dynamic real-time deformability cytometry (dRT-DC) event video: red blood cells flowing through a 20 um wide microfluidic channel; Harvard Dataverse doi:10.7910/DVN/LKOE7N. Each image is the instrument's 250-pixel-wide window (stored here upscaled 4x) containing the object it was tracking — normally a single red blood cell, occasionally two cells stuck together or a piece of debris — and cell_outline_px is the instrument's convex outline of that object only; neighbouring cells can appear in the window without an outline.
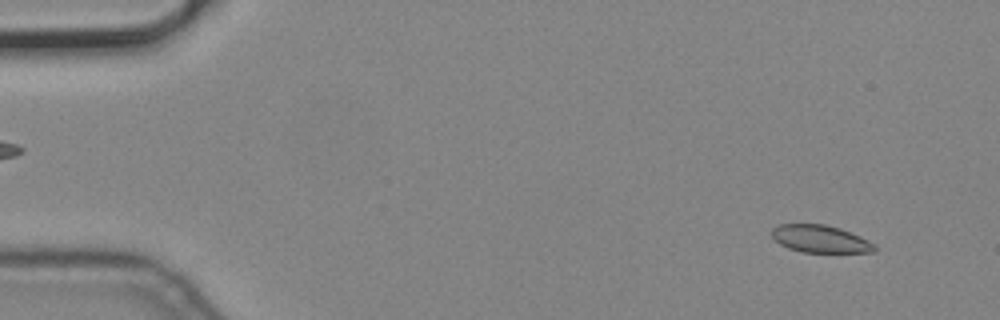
{"species": "common noctule bat (a hibernating species)", "species_latin": "Nyctalus noctula", "temperature_condition": "cold", "stored_images_in_passage": 4, "camera_frame_rate_fps": 3000, "um_per_image_px": 0.085, "animal": {"sex": "male", "body_mass_g": 19.2, "forearm_length_mm": 51.8}, "frame": {"image": 1, "passage_image": 1, "time_ms": 0.0, "image_size_px": [1000, 320], "cell_outline_px": [[876, 252], [804, 252], [788, 248], [780, 244], [772, 236], [772, 228], [780, 224], [824, 224], [840, 228], [860, 236], [876, 244]], "centroid_in_image_um": [69.75, 20.3], "position_along_channel_um": 15.3, "area_um2": 16.42}}
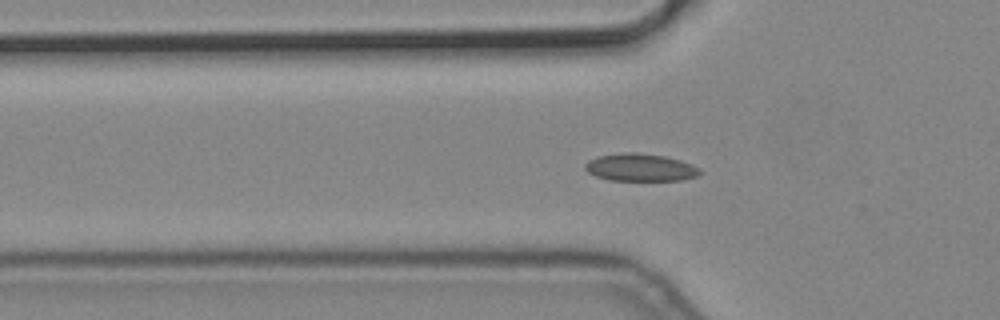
{"frame": {"image": 2, "passage_image": 3, "time_ms": 0.667, "image_size_px": [1000, 320], "cell_outline_px": [[700, 172], [696, 176], [680, 180], [608, 180], [596, 176], [588, 172], [584, 168], [584, 164], [588, 160], [596, 156], [624, 152], [636, 152], [664, 156], [680, 160], [692, 164], [700, 168]], "centroid_in_image_um": [54.38, 14.22], "position_along_channel_um": 71.4, "area_um2": 18.44}}